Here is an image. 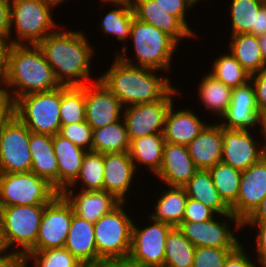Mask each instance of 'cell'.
Returning a JSON list of instances; mask_svg holds the SVG:
<instances>
[{
    "instance_id": "cell-1",
    "label": "cell",
    "mask_w": 266,
    "mask_h": 267,
    "mask_svg": "<svg viewBox=\"0 0 266 267\" xmlns=\"http://www.w3.org/2000/svg\"><path fill=\"white\" fill-rule=\"evenodd\" d=\"M77 30L61 25L38 44L60 85L84 86L99 80V72L95 73L97 76L92 74V61L98 50L85 31Z\"/></svg>"
},
{
    "instance_id": "cell-2",
    "label": "cell",
    "mask_w": 266,
    "mask_h": 267,
    "mask_svg": "<svg viewBox=\"0 0 266 267\" xmlns=\"http://www.w3.org/2000/svg\"><path fill=\"white\" fill-rule=\"evenodd\" d=\"M107 66V70L100 72L99 80L123 107L158 101L175 86L171 77L160 70L130 65L115 56L112 64Z\"/></svg>"
},
{
    "instance_id": "cell-3",
    "label": "cell",
    "mask_w": 266,
    "mask_h": 267,
    "mask_svg": "<svg viewBox=\"0 0 266 267\" xmlns=\"http://www.w3.org/2000/svg\"><path fill=\"white\" fill-rule=\"evenodd\" d=\"M3 81L11 103L23 95L61 86L38 45L9 44Z\"/></svg>"
},
{
    "instance_id": "cell-4",
    "label": "cell",
    "mask_w": 266,
    "mask_h": 267,
    "mask_svg": "<svg viewBox=\"0 0 266 267\" xmlns=\"http://www.w3.org/2000/svg\"><path fill=\"white\" fill-rule=\"evenodd\" d=\"M128 42H131L130 49L132 44L135 61L128 55H115L116 57L127 64L160 70L165 74L171 72L174 64L172 61L179 52L176 49L182 47L170 35L137 19L135 15Z\"/></svg>"
},
{
    "instance_id": "cell-5",
    "label": "cell",
    "mask_w": 266,
    "mask_h": 267,
    "mask_svg": "<svg viewBox=\"0 0 266 267\" xmlns=\"http://www.w3.org/2000/svg\"><path fill=\"white\" fill-rule=\"evenodd\" d=\"M54 8L46 0H11L9 44L38 45L55 32L62 23L53 18Z\"/></svg>"
},
{
    "instance_id": "cell-6",
    "label": "cell",
    "mask_w": 266,
    "mask_h": 267,
    "mask_svg": "<svg viewBox=\"0 0 266 267\" xmlns=\"http://www.w3.org/2000/svg\"><path fill=\"white\" fill-rule=\"evenodd\" d=\"M129 202H120L94 223L98 264L105 260H127L134 217L125 210ZM126 205V206H125Z\"/></svg>"
},
{
    "instance_id": "cell-7",
    "label": "cell",
    "mask_w": 266,
    "mask_h": 267,
    "mask_svg": "<svg viewBox=\"0 0 266 267\" xmlns=\"http://www.w3.org/2000/svg\"><path fill=\"white\" fill-rule=\"evenodd\" d=\"M46 204L2 207L1 232L10 253L23 257L35 246Z\"/></svg>"
},
{
    "instance_id": "cell-8",
    "label": "cell",
    "mask_w": 266,
    "mask_h": 267,
    "mask_svg": "<svg viewBox=\"0 0 266 267\" xmlns=\"http://www.w3.org/2000/svg\"><path fill=\"white\" fill-rule=\"evenodd\" d=\"M61 86L46 92L18 97L12 103V113L30 132L55 135L61 127Z\"/></svg>"
},
{
    "instance_id": "cell-9",
    "label": "cell",
    "mask_w": 266,
    "mask_h": 267,
    "mask_svg": "<svg viewBox=\"0 0 266 267\" xmlns=\"http://www.w3.org/2000/svg\"><path fill=\"white\" fill-rule=\"evenodd\" d=\"M242 224L243 222L231 212L216 214L204 222L183 221L178 228L196 248H237L243 242L242 238L236 235L239 231L242 233Z\"/></svg>"
},
{
    "instance_id": "cell-10",
    "label": "cell",
    "mask_w": 266,
    "mask_h": 267,
    "mask_svg": "<svg viewBox=\"0 0 266 267\" xmlns=\"http://www.w3.org/2000/svg\"><path fill=\"white\" fill-rule=\"evenodd\" d=\"M59 192L32 171L0 173L1 207L49 203Z\"/></svg>"
},
{
    "instance_id": "cell-11",
    "label": "cell",
    "mask_w": 266,
    "mask_h": 267,
    "mask_svg": "<svg viewBox=\"0 0 266 267\" xmlns=\"http://www.w3.org/2000/svg\"><path fill=\"white\" fill-rule=\"evenodd\" d=\"M31 132L11 113L0 125V173L29 172Z\"/></svg>"
},
{
    "instance_id": "cell-12",
    "label": "cell",
    "mask_w": 266,
    "mask_h": 267,
    "mask_svg": "<svg viewBox=\"0 0 266 267\" xmlns=\"http://www.w3.org/2000/svg\"><path fill=\"white\" fill-rule=\"evenodd\" d=\"M183 90L174 86L163 98L155 102L129 105L123 108V119L129 141L151 134H163L167 112L175 96Z\"/></svg>"
},
{
    "instance_id": "cell-13",
    "label": "cell",
    "mask_w": 266,
    "mask_h": 267,
    "mask_svg": "<svg viewBox=\"0 0 266 267\" xmlns=\"http://www.w3.org/2000/svg\"><path fill=\"white\" fill-rule=\"evenodd\" d=\"M134 221L127 260L141 267H164L165 242L173 226L154 221L150 217L145 221L149 222V225L139 226L136 223L138 220Z\"/></svg>"
},
{
    "instance_id": "cell-14",
    "label": "cell",
    "mask_w": 266,
    "mask_h": 267,
    "mask_svg": "<svg viewBox=\"0 0 266 267\" xmlns=\"http://www.w3.org/2000/svg\"><path fill=\"white\" fill-rule=\"evenodd\" d=\"M73 213L66 198L57 194L44 208L35 246L29 252L64 248Z\"/></svg>"
},
{
    "instance_id": "cell-15",
    "label": "cell",
    "mask_w": 266,
    "mask_h": 267,
    "mask_svg": "<svg viewBox=\"0 0 266 267\" xmlns=\"http://www.w3.org/2000/svg\"><path fill=\"white\" fill-rule=\"evenodd\" d=\"M255 131H258L259 136L255 135ZM260 133V130L227 129L222 127L223 149L221 162L240 171H244L254 163H257L263 157Z\"/></svg>"
},
{
    "instance_id": "cell-16",
    "label": "cell",
    "mask_w": 266,
    "mask_h": 267,
    "mask_svg": "<svg viewBox=\"0 0 266 267\" xmlns=\"http://www.w3.org/2000/svg\"><path fill=\"white\" fill-rule=\"evenodd\" d=\"M120 100L100 81L85 85L86 122L95 130L123 117Z\"/></svg>"
},
{
    "instance_id": "cell-17",
    "label": "cell",
    "mask_w": 266,
    "mask_h": 267,
    "mask_svg": "<svg viewBox=\"0 0 266 267\" xmlns=\"http://www.w3.org/2000/svg\"><path fill=\"white\" fill-rule=\"evenodd\" d=\"M104 167V191L112 193L121 202H128L132 194L135 197L141 194V189L136 187L133 192L138 195L131 191L133 184L139 180L129 152L104 153Z\"/></svg>"
},
{
    "instance_id": "cell-18",
    "label": "cell",
    "mask_w": 266,
    "mask_h": 267,
    "mask_svg": "<svg viewBox=\"0 0 266 267\" xmlns=\"http://www.w3.org/2000/svg\"><path fill=\"white\" fill-rule=\"evenodd\" d=\"M263 117L256 104L253 84L249 81L233 89L230 105L218 122L227 129L260 130Z\"/></svg>"
},
{
    "instance_id": "cell-19",
    "label": "cell",
    "mask_w": 266,
    "mask_h": 267,
    "mask_svg": "<svg viewBox=\"0 0 266 267\" xmlns=\"http://www.w3.org/2000/svg\"><path fill=\"white\" fill-rule=\"evenodd\" d=\"M265 197L266 159L262 157L242 171L237 201L230 211L243 222Z\"/></svg>"
},
{
    "instance_id": "cell-20",
    "label": "cell",
    "mask_w": 266,
    "mask_h": 267,
    "mask_svg": "<svg viewBox=\"0 0 266 267\" xmlns=\"http://www.w3.org/2000/svg\"><path fill=\"white\" fill-rule=\"evenodd\" d=\"M198 170L185 145L166 142L161 168L155 176L161 184L184 187Z\"/></svg>"
},
{
    "instance_id": "cell-21",
    "label": "cell",
    "mask_w": 266,
    "mask_h": 267,
    "mask_svg": "<svg viewBox=\"0 0 266 267\" xmlns=\"http://www.w3.org/2000/svg\"><path fill=\"white\" fill-rule=\"evenodd\" d=\"M132 7L137 19L155 26L170 35L179 45L198 37L176 16L168 13L154 0H133Z\"/></svg>"
},
{
    "instance_id": "cell-22",
    "label": "cell",
    "mask_w": 266,
    "mask_h": 267,
    "mask_svg": "<svg viewBox=\"0 0 266 267\" xmlns=\"http://www.w3.org/2000/svg\"><path fill=\"white\" fill-rule=\"evenodd\" d=\"M182 108L177 109L176 104L172 103L166 115L163 134L166 142L187 146L208 122L191 108Z\"/></svg>"
},
{
    "instance_id": "cell-23",
    "label": "cell",
    "mask_w": 266,
    "mask_h": 267,
    "mask_svg": "<svg viewBox=\"0 0 266 267\" xmlns=\"http://www.w3.org/2000/svg\"><path fill=\"white\" fill-rule=\"evenodd\" d=\"M199 135L186 147L198 169L208 170L222 161L223 136L222 126L215 121L209 122Z\"/></svg>"
},
{
    "instance_id": "cell-24",
    "label": "cell",
    "mask_w": 266,
    "mask_h": 267,
    "mask_svg": "<svg viewBox=\"0 0 266 267\" xmlns=\"http://www.w3.org/2000/svg\"><path fill=\"white\" fill-rule=\"evenodd\" d=\"M61 194L72 206L75 215L95 223L121 201L107 191L63 190Z\"/></svg>"
},
{
    "instance_id": "cell-25",
    "label": "cell",
    "mask_w": 266,
    "mask_h": 267,
    "mask_svg": "<svg viewBox=\"0 0 266 267\" xmlns=\"http://www.w3.org/2000/svg\"><path fill=\"white\" fill-rule=\"evenodd\" d=\"M64 248L85 267L97 265L98 253L94 237V223L73 213Z\"/></svg>"
},
{
    "instance_id": "cell-26",
    "label": "cell",
    "mask_w": 266,
    "mask_h": 267,
    "mask_svg": "<svg viewBox=\"0 0 266 267\" xmlns=\"http://www.w3.org/2000/svg\"><path fill=\"white\" fill-rule=\"evenodd\" d=\"M53 148L58 161V192L61 193L78 177L87 151L58 133L53 135Z\"/></svg>"
},
{
    "instance_id": "cell-27",
    "label": "cell",
    "mask_w": 266,
    "mask_h": 267,
    "mask_svg": "<svg viewBox=\"0 0 266 267\" xmlns=\"http://www.w3.org/2000/svg\"><path fill=\"white\" fill-rule=\"evenodd\" d=\"M107 4L111 5V9L103 14V17L98 22L100 26L97 27H100V33L103 36L107 38L109 36L116 37L115 39H117V41L124 44L121 47L122 52L117 49L118 52L115 51V55H127V51L129 50L127 43L130 39L132 22L134 19L133 7L127 3H101L99 5L103 6ZM113 7L114 9H112Z\"/></svg>"
},
{
    "instance_id": "cell-28",
    "label": "cell",
    "mask_w": 266,
    "mask_h": 267,
    "mask_svg": "<svg viewBox=\"0 0 266 267\" xmlns=\"http://www.w3.org/2000/svg\"><path fill=\"white\" fill-rule=\"evenodd\" d=\"M31 171L46 179L58 191V161L53 148V136L31 132L29 143Z\"/></svg>"
},
{
    "instance_id": "cell-29",
    "label": "cell",
    "mask_w": 266,
    "mask_h": 267,
    "mask_svg": "<svg viewBox=\"0 0 266 267\" xmlns=\"http://www.w3.org/2000/svg\"><path fill=\"white\" fill-rule=\"evenodd\" d=\"M159 195L154 198L155 204L146 217L154 221L167 223L178 227L183 222L188 194L184 187L167 186L160 189Z\"/></svg>"
},
{
    "instance_id": "cell-30",
    "label": "cell",
    "mask_w": 266,
    "mask_h": 267,
    "mask_svg": "<svg viewBox=\"0 0 266 267\" xmlns=\"http://www.w3.org/2000/svg\"><path fill=\"white\" fill-rule=\"evenodd\" d=\"M165 143L164 134H151L130 141L129 155L137 172H142L140 168L144 165L152 177L158 173Z\"/></svg>"
},
{
    "instance_id": "cell-31",
    "label": "cell",
    "mask_w": 266,
    "mask_h": 267,
    "mask_svg": "<svg viewBox=\"0 0 266 267\" xmlns=\"http://www.w3.org/2000/svg\"><path fill=\"white\" fill-rule=\"evenodd\" d=\"M197 87L198 102L202 103L207 115L211 114L215 121L225 114L230 105L233 89L217 80L209 72L202 74Z\"/></svg>"
},
{
    "instance_id": "cell-32",
    "label": "cell",
    "mask_w": 266,
    "mask_h": 267,
    "mask_svg": "<svg viewBox=\"0 0 266 267\" xmlns=\"http://www.w3.org/2000/svg\"><path fill=\"white\" fill-rule=\"evenodd\" d=\"M189 198L200 201L217 215L231 213L230 208L220 198L209 170L199 169L184 185Z\"/></svg>"
},
{
    "instance_id": "cell-33",
    "label": "cell",
    "mask_w": 266,
    "mask_h": 267,
    "mask_svg": "<svg viewBox=\"0 0 266 267\" xmlns=\"http://www.w3.org/2000/svg\"><path fill=\"white\" fill-rule=\"evenodd\" d=\"M228 43L227 50L250 75L266 67L258 36L249 33L229 35Z\"/></svg>"
},
{
    "instance_id": "cell-34",
    "label": "cell",
    "mask_w": 266,
    "mask_h": 267,
    "mask_svg": "<svg viewBox=\"0 0 266 267\" xmlns=\"http://www.w3.org/2000/svg\"><path fill=\"white\" fill-rule=\"evenodd\" d=\"M130 141L123 117L93 130L92 151L99 153L129 152Z\"/></svg>"
},
{
    "instance_id": "cell-35",
    "label": "cell",
    "mask_w": 266,
    "mask_h": 267,
    "mask_svg": "<svg viewBox=\"0 0 266 267\" xmlns=\"http://www.w3.org/2000/svg\"><path fill=\"white\" fill-rule=\"evenodd\" d=\"M104 168V154L87 151L78 177L65 190L103 191Z\"/></svg>"
},
{
    "instance_id": "cell-36",
    "label": "cell",
    "mask_w": 266,
    "mask_h": 267,
    "mask_svg": "<svg viewBox=\"0 0 266 267\" xmlns=\"http://www.w3.org/2000/svg\"><path fill=\"white\" fill-rule=\"evenodd\" d=\"M196 247L178 227H173L165 242L164 267H192Z\"/></svg>"
},
{
    "instance_id": "cell-37",
    "label": "cell",
    "mask_w": 266,
    "mask_h": 267,
    "mask_svg": "<svg viewBox=\"0 0 266 267\" xmlns=\"http://www.w3.org/2000/svg\"><path fill=\"white\" fill-rule=\"evenodd\" d=\"M213 61L208 72L227 87L234 89L250 81V73L241 66L229 50L219 54Z\"/></svg>"
},
{
    "instance_id": "cell-38",
    "label": "cell",
    "mask_w": 266,
    "mask_h": 267,
    "mask_svg": "<svg viewBox=\"0 0 266 267\" xmlns=\"http://www.w3.org/2000/svg\"><path fill=\"white\" fill-rule=\"evenodd\" d=\"M208 170L220 198L230 208L237 201L242 171L223 162Z\"/></svg>"
},
{
    "instance_id": "cell-39",
    "label": "cell",
    "mask_w": 266,
    "mask_h": 267,
    "mask_svg": "<svg viewBox=\"0 0 266 267\" xmlns=\"http://www.w3.org/2000/svg\"><path fill=\"white\" fill-rule=\"evenodd\" d=\"M228 5L230 19V34H250V30L255 26L256 14L266 0H231Z\"/></svg>"
},
{
    "instance_id": "cell-40",
    "label": "cell",
    "mask_w": 266,
    "mask_h": 267,
    "mask_svg": "<svg viewBox=\"0 0 266 267\" xmlns=\"http://www.w3.org/2000/svg\"><path fill=\"white\" fill-rule=\"evenodd\" d=\"M61 126L86 121L85 85H61Z\"/></svg>"
},
{
    "instance_id": "cell-41",
    "label": "cell",
    "mask_w": 266,
    "mask_h": 267,
    "mask_svg": "<svg viewBox=\"0 0 266 267\" xmlns=\"http://www.w3.org/2000/svg\"><path fill=\"white\" fill-rule=\"evenodd\" d=\"M24 267H85V266L76 257H74L66 248H55L39 252H28L24 256Z\"/></svg>"
},
{
    "instance_id": "cell-42",
    "label": "cell",
    "mask_w": 266,
    "mask_h": 267,
    "mask_svg": "<svg viewBox=\"0 0 266 267\" xmlns=\"http://www.w3.org/2000/svg\"><path fill=\"white\" fill-rule=\"evenodd\" d=\"M58 134L86 151H92L93 129L86 121L63 125Z\"/></svg>"
},
{
    "instance_id": "cell-43",
    "label": "cell",
    "mask_w": 266,
    "mask_h": 267,
    "mask_svg": "<svg viewBox=\"0 0 266 267\" xmlns=\"http://www.w3.org/2000/svg\"><path fill=\"white\" fill-rule=\"evenodd\" d=\"M235 249L197 247L192 267H223L226 258Z\"/></svg>"
},
{
    "instance_id": "cell-44",
    "label": "cell",
    "mask_w": 266,
    "mask_h": 267,
    "mask_svg": "<svg viewBox=\"0 0 266 267\" xmlns=\"http://www.w3.org/2000/svg\"><path fill=\"white\" fill-rule=\"evenodd\" d=\"M242 225L244 228V229H242V230H244L243 232H246L245 229L250 228L251 229L250 234L252 236L256 233V235L254 237L255 239L253 240V241H255V242H253V243H255V245H254L255 247L253 248L254 250L250 248V251H253V253H251V254L256 255L255 260L258 262L257 263L258 265H261V267L266 266V223H243ZM253 232H255V233H253Z\"/></svg>"
},
{
    "instance_id": "cell-45",
    "label": "cell",
    "mask_w": 266,
    "mask_h": 267,
    "mask_svg": "<svg viewBox=\"0 0 266 267\" xmlns=\"http://www.w3.org/2000/svg\"><path fill=\"white\" fill-rule=\"evenodd\" d=\"M160 5L166 12L178 17L197 37V31L193 30L189 24L190 19L187 17L191 12V9L195 6L190 0H154ZM189 19V20H188ZM191 26V27H190Z\"/></svg>"
},
{
    "instance_id": "cell-46",
    "label": "cell",
    "mask_w": 266,
    "mask_h": 267,
    "mask_svg": "<svg viewBox=\"0 0 266 267\" xmlns=\"http://www.w3.org/2000/svg\"><path fill=\"white\" fill-rule=\"evenodd\" d=\"M216 213L200 201L188 197L183 221L204 222L212 219Z\"/></svg>"
},
{
    "instance_id": "cell-47",
    "label": "cell",
    "mask_w": 266,
    "mask_h": 267,
    "mask_svg": "<svg viewBox=\"0 0 266 267\" xmlns=\"http://www.w3.org/2000/svg\"><path fill=\"white\" fill-rule=\"evenodd\" d=\"M244 240L243 243H241L234 251H232L228 257L226 258L223 267H261L260 265H257V261L254 260V257L250 255L252 253L251 251H247V248L249 249L248 244L245 243ZM246 244V245H244ZM246 247V248H244Z\"/></svg>"
},
{
    "instance_id": "cell-48",
    "label": "cell",
    "mask_w": 266,
    "mask_h": 267,
    "mask_svg": "<svg viewBox=\"0 0 266 267\" xmlns=\"http://www.w3.org/2000/svg\"><path fill=\"white\" fill-rule=\"evenodd\" d=\"M251 83L255 91L256 104L259 112L266 116V67L251 75Z\"/></svg>"
},
{
    "instance_id": "cell-49",
    "label": "cell",
    "mask_w": 266,
    "mask_h": 267,
    "mask_svg": "<svg viewBox=\"0 0 266 267\" xmlns=\"http://www.w3.org/2000/svg\"><path fill=\"white\" fill-rule=\"evenodd\" d=\"M11 0H0V40L9 45Z\"/></svg>"
},
{
    "instance_id": "cell-50",
    "label": "cell",
    "mask_w": 266,
    "mask_h": 267,
    "mask_svg": "<svg viewBox=\"0 0 266 267\" xmlns=\"http://www.w3.org/2000/svg\"><path fill=\"white\" fill-rule=\"evenodd\" d=\"M12 113V103L4 85V81L0 80V125Z\"/></svg>"
},
{
    "instance_id": "cell-51",
    "label": "cell",
    "mask_w": 266,
    "mask_h": 267,
    "mask_svg": "<svg viewBox=\"0 0 266 267\" xmlns=\"http://www.w3.org/2000/svg\"><path fill=\"white\" fill-rule=\"evenodd\" d=\"M250 34L258 37L266 35V2L258 10L255 26L250 30Z\"/></svg>"
},
{
    "instance_id": "cell-52",
    "label": "cell",
    "mask_w": 266,
    "mask_h": 267,
    "mask_svg": "<svg viewBox=\"0 0 266 267\" xmlns=\"http://www.w3.org/2000/svg\"><path fill=\"white\" fill-rule=\"evenodd\" d=\"M243 223H266V197L243 221Z\"/></svg>"
},
{
    "instance_id": "cell-53",
    "label": "cell",
    "mask_w": 266,
    "mask_h": 267,
    "mask_svg": "<svg viewBox=\"0 0 266 267\" xmlns=\"http://www.w3.org/2000/svg\"><path fill=\"white\" fill-rule=\"evenodd\" d=\"M0 267H24V257L16 253H9L0 257Z\"/></svg>"
},
{
    "instance_id": "cell-54",
    "label": "cell",
    "mask_w": 266,
    "mask_h": 267,
    "mask_svg": "<svg viewBox=\"0 0 266 267\" xmlns=\"http://www.w3.org/2000/svg\"><path fill=\"white\" fill-rule=\"evenodd\" d=\"M92 267H141L129 260H105Z\"/></svg>"
},
{
    "instance_id": "cell-55",
    "label": "cell",
    "mask_w": 266,
    "mask_h": 267,
    "mask_svg": "<svg viewBox=\"0 0 266 267\" xmlns=\"http://www.w3.org/2000/svg\"><path fill=\"white\" fill-rule=\"evenodd\" d=\"M8 44L0 40V80L4 79L5 71H6V52L8 48Z\"/></svg>"
},
{
    "instance_id": "cell-56",
    "label": "cell",
    "mask_w": 266,
    "mask_h": 267,
    "mask_svg": "<svg viewBox=\"0 0 266 267\" xmlns=\"http://www.w3.org/2000/svg\"><path fill=\"white\" fill-rule=\"evenodd\" d=\"M259 129H260L261 137H262L263 158L266 159V116L262 118V121L260 123V128Z\"/></svg>"
},
{
    "instance_id": "cell-57",
    "label": "cell",
    "mask_w": 266,
    "mask_h": 267,
    "mask_svg": "<svg viewBox=\"0 0 266 267\" xmlns=\"http://www.w3.org/2000/svg\"><path fill=\"white\" fill-rule=\"evenodd\" d=\"M259 45L262 52L263 62L266 65V35L259 37Z\"/></svg>"
},
{
    "instance_id": "cell-58",
    "label": "cell",
    "mask_w": 266,
    "mask_h": 267,
    "mask_svg": "<svg viewBox=\"0 0 266 267\" xmlns=\"http://www.w3.org/2000/svg\"><path fill=\"white\" fill-rule=\"evenodd\" d=\"M10 252L8 251V249L5 246L4 240H3V236H2V232H1V228H0V257L9 254Z\"/></svg>"
},
{
    "instance_id": "cell-59",
    "label": "cell",
    "mask_w": 266,
    "mask_h": 267,
    "mask_svg": "<svg viewBox=\"0 0 266 267\" xmlns=\"http://www.w3.org/2000/svg\"><path fill=\"white\" fill-rule=\"evenodd\" d=\"M100 3H127L132 5L133 0H99Z\"/></svg>"
},
{
    "instance_id": "cell-60",
    "label": "cell",
    "mask_w": 266,
    "mask_h": 267,
    "mask_svg": "<svg viewBox=\"0 0 266 267\" xmlns=\"http://www.w3.org/2000/svg\"><path fill=\"white\" fill-rule=\"evenodd\" d=\"M50 5L54 6L57 9V6H61L63 3L69 0H46ZM71 1V0H70Z\"/></svg>"
},
{
    "instance_id": "cell-61",
    "label": "cell",
    "mask_w": 266,
    "mask_h": 267,
    "mask_svg": "<svg viewBox=\"0 0 266 267\" xmlns=\"http://www.w3.org/2000/svg\"><path fill=\"white\" fill-rule=\"evenodd\" d=\"M195 6H198L197 4H199V2H202L203 3V1H206V2H208L209 0H190ZM210 2H211V0H210Z\"/></svg>"
},
{
    "instance_id": "cell-62",
    "label": "cell",
    "mask_w": 266,
    "mask_h": 267,
    "mask_svg": "<svg viewBox=\"0 0 266 267\" xmlns=\"http://www.w3.org/2000/svg\"><path fill=\"white\" fill-rule=\"evenodd\" d=\"M1 210H2V207H1V204H0V228H1Z\"/></svg>"
}]
</instances>
